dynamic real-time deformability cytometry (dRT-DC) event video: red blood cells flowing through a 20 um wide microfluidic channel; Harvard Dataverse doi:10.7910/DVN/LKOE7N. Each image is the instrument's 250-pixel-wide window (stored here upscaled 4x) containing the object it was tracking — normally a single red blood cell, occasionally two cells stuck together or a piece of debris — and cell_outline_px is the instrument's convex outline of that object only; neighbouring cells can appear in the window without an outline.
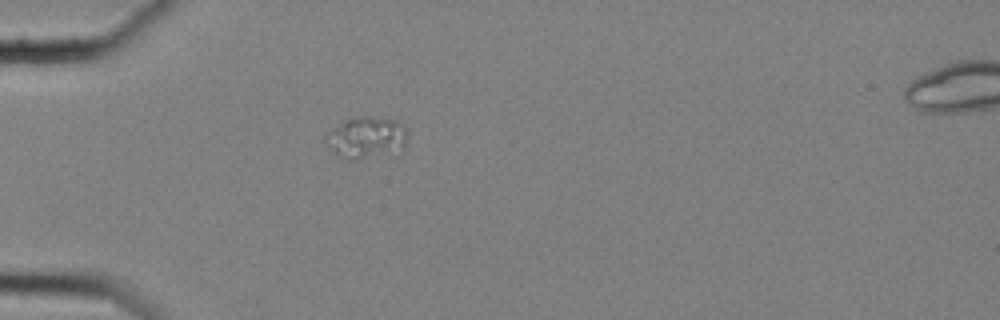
{"species": "common noctule bat (a hibernating species)", "species_latin": "Nyctalus noctula", "temperature_condition": "cold", "stored_images_in_passage": 6, "camera_frame_rate_fps": 3000, "um_per_image_px": 0.085, "animal": {"sex": "female", "body_mass_g": 25.1}, "frame": {"image": 1, "passage_image": 1, "time_ms": 0.0, "image_size_px": [1000, 320], "cell_outline_px": [[408, 128], [404, 148], [352, 160], [340, 156], [324, 140], [324, 136], [328, 132], [344, 120], [356, 116], [372, 116], [392, 120], [404, 124]], "centroid_in_image_um": [31.14, 11.63], "position_along_channel_um": 53.9, "area_um2": 19.31}}